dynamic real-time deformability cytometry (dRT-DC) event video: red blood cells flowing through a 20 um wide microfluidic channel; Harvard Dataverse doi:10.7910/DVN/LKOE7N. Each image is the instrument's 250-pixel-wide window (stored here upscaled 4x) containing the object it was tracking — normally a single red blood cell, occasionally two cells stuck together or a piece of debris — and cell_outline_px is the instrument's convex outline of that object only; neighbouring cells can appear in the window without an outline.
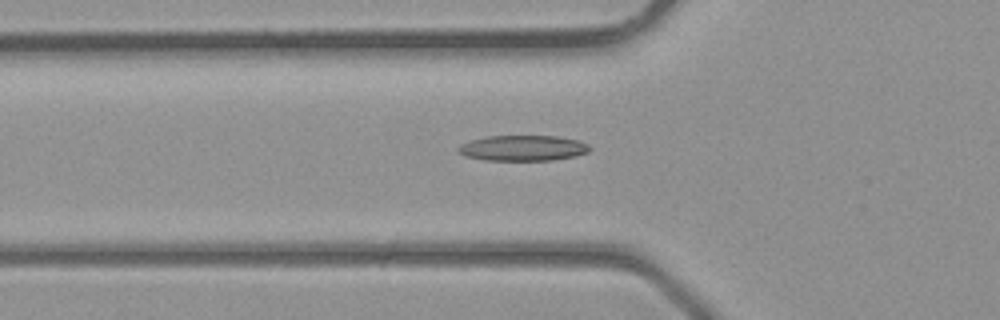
{"species": "common noctule bat (a hibernating species)", "species_latin": "Nyctalus noctula", "temperature_condition": "room temperature", "stored_images_in_passage": 37, "camera_frame_rate_fps": 3000, "um_per_image_px": 0.085, "animal": {"sex": "male", "body_mass_g": 23.1, "forearm_length_mm": 52.7}, "frame": {"image": 1, "passage_image": 12, "time_ms": 3.667, "image_size_px": [1000, 320], "cell_outline_px": [[592, 148], [588, 152], [576, 156], [552, 160], [484, 160], [464, 156], [456, 152], [456, 148], [460, 144], [468, 140], [488, 136], [556, 136], [580, 140], [588, 144]], "centroid_in_image_um": [44.41, 12.58], "position_along_channel_um": 81.4, "area_um2": 19.88}}
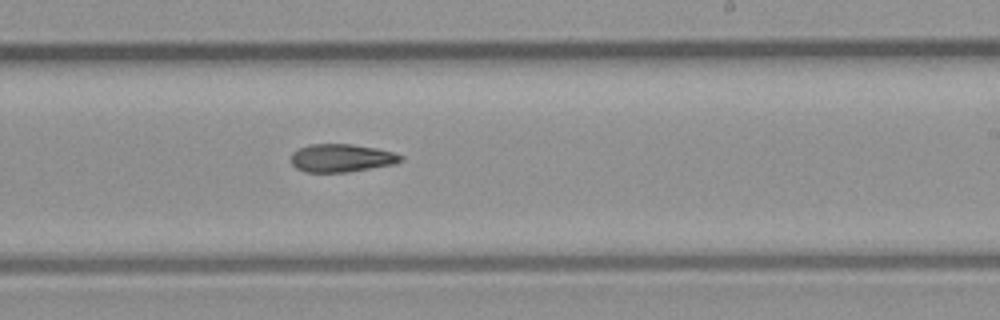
{"frame": {"image": 2, "passage_image": 22, "time_ms": 7.0, "image_size_px": [1000, 320], "cell_outline_px": [[404, 160], [396, 164], [348, 172], [304, 172], [296, 168], [292, 164], [292, 152], [308, 144], [352, 144], [376, 148], [392, 152], [404, 156]], "centroid_in_image_um": [29.05, 13.43], "position_along_channel_um": 259.9, "area_um2": 18.03}}
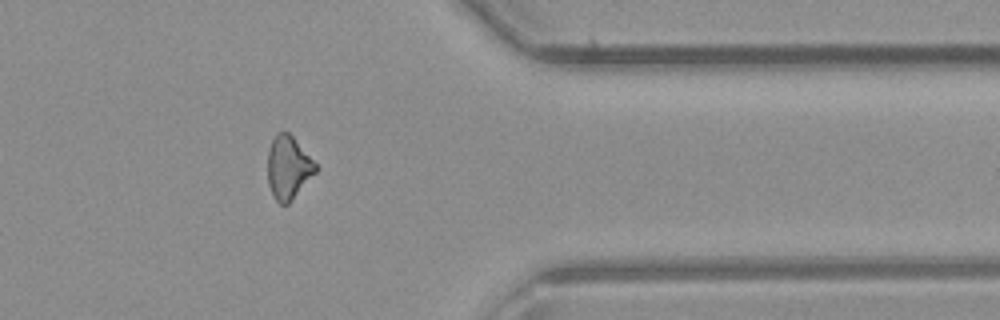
{"frame": {"image": 3, "passage_image": 30, "time_ms": 9.667, "image_size_px": [1000, 320], "cell_outline_px": [[316, 172], [288, 204], [280, 204], [276, 200], [268, 184], [268, 148], [276, 132], [288, 132], [292, 136], [316, 164]], "centroid_in_image_um": [24.48, 14.23], "position_along_channel_um": 386.9, "area_um2": 17.34}}